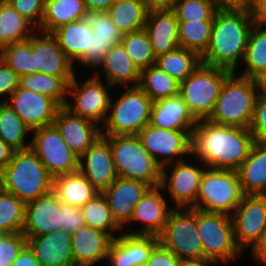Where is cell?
<instances>
[{
    "label": "cell",
    "instance_id": "obj_64",
    "mask_svg": "<svg viewBox=\"0 0 266 266\" xmlns=\"http://www.w3.org/2000/svg\"><path fill=\"white\" fill-rule=\"evenodd\" d=\"M5 233L3 231L0 230V239L3 237Z\"/></svg>",
    "mask_w": 266,
    "mask_h": 266
},
{
    "label": "cell",
    "instance_id": "obj_45",
    "mask_svg": "<svg viewBox=\"0 0 266 266\" xmlns=\"http://www.w3.org/2000/svg\"><path fill=\"white\" fill-rule=\"evenodd\" d=\"M178 21L214 20L218 10L214 0H177L172 8Z\"/></svg>",
    "mask_w": 266,
    "mask_h": 266
},
{
    "label": "cell",
    "instance_id": "obj_36",
    "mask_svg": "<svg viewBox=\"0 0 266 266\" xmlns=\"http://www.w3.org/2000/svg\"><path fill=\"white\" fill-rule=\"evenodd\" d=\"M201 63V57L194 51L179 47L156 58L155 64L178 82H182Z\"/></svg>",
    "mask_w": 266,
    "mask_h": 266
},
{
    "label": "cell",
    "instance_id": "obj_17",
    "mask_svg": "<svg viewBox=\"0 0 266 266\" xmlns=\"http://www.w3.org/2000/svg\"><path fill=\"white\" fill-rule=\"evenodd\" d=\"M79 161V171L100 193L117 178L110 142L103 135L80 156Z\"/></svg>",
    "mask_w": 266,
    "mask_h": 266
},
{
    "label": "cell",
    "instance_id": "obj_51",
    "mask_svg": "<svg viewBox=\"0 0 266 266\" xmlns=\"http://www.w3.org/2000/svg\"><path fill=\"white\" fill-rule=\"evenodd\" d=\"M62 230L74 234L85 226L83 212L80 207L61 203Z\"/></svg>",
    "mask_w": 266,
    "mask_h": 266
},
{
    "label": "cell",
    "instance_id": "obj_7",
    "mask_svg": "<svg viewBox=\"0 0 266 266\" xmlns=\"http://www.w3.org/2000/svg\"><path fill=\"white\" fill-rule=\"evenodd\" d=\"M232 72L202 63L180 83L179 95L197 121L207 120L213 112L225 79Z\"/></svg>",
    "mask_w": 266,
    "mask_h": 266
},
{
    "label": "cell",
    "instance_id": "obj_11",
    "mask_svg": "<svg viewBox=\"0 0 266 266\" xmlns=\"http://www.w3.org/2000/svg\"><path fill=\"white\" fill-rule=\"evenodd\" d=\"M30 149L54 178L79 171V156L64 142L54 124L32 131Z\"/></svg>",
    "mask_w": 266,
    "mask_h": 266
},
{
    "label": "cell",
    "instance_id": "obj_12",
    "mask_svg": "<svg viewBox=\"0 0 266 266\" xmlns=\"http://www.w3.org/2000/svg\"><path fill=\"white\" fill-rule=\"evenodd\" d=\"M98 72V73H97ZM99 71L87 79L83 84H78L76 76L68 86V94L73 97L75 103L66 101L64 108L75 116L88 119L99 125L105 123L110 103V94L107 87L101 81Z\"/></svg>",
    "mask_w": 266,
    "mask_h": 266
},
{
    "label": "cell",
    "instance_id": "obj_61",
    "mask_svg": "<svg viewBox=\"0 0 266 266\" xmlns=\"http://www.w3.org/2000/svg\"><path fill=\"white\" fill-rule=\"evenodd\" d=\"M219 264L218 262L208 259V258H189L180 259L179 266H211L214 264Z\"/></svg>",
    "mask_w": 266,
    "mask_h": 266
},
{
    "label": "cell",
    "instance_id": "obj_23",
    "mask_svg": "<svg viewBox=\"0 0 266 266\" xmlns=\"http://www.w3.org/2000/svg\"><path fill=\"white\" fill-rule=\"evenodd\" d=\"M53 124L79 157L98 139L102 130L96 123L75 116L64 107L57 111Z\"/></svg>",
    "mask_w": 266,
    "mask_h": 266
},
{
    "label": "cell",
    "instance_id": "obj_20",
    "mask_svg": "<svg viewBox=\"0 0 266 266\" xmlns=\"http://www.w3.org/2000/svg\"><path fill=\"white\" fill-rule=\"evenodd\" d=\"M119 235L112 239L107 252L111 266H144L159 244L156 236L134 235L122 231Z\"/></svg>",
    "mask_w": 266,
    "mask_h": 266
},
{
    "label": "cell",
    "instance_id": "obj_58",
    "mask_svg": "<svg viewBox=\"0 0 266 266\" xmlns=\"http://www.w3.org/2000/svg\"><path fill=\"white\" fill-rule=\"evenodd\" d=\"M253 257L262 264H266V233L260 241L251 249Z\"/></svg>",
    "mask_w": 266,
    "mask_h": 266
},
{
    "label": "cell",
    "instance_id": "obj_6",
    "mask_svg": "<svg viewBox=\"0 0 266 266\" xmlns=\"http://www.w3.org/2000/svg\"><path fill=\"white\" fill-rule=\"evenodd\" d=\"M152 104L139 86L128 87L115 102L111 97L101 135H137L150 122Z\"/></svg>",
    "mask_w": 266,
    "mask_h": 266
},
{
    "label": "cell",
    "instance_id": "obj_56",
    "mask_svg": "<svg viewBox=\"0 0 266 266\" xmlns=\"http://www.w3.org/2000/svg\"><path fill=\"white\" fill-rule=\"evenodd\" d=\"M89 13L107 12V10L115 3L114 0H83Z\"/></svg>",
    "mask_w": 266,
    "mask_h": 266
},
{
    "label": "cell",
    "instance_id": "obj_34",
    "mask_svg": "<svg viewBox=\"0 0 266 266\" xmlns=\"http://www.w3.org/2000/svg\"><path fill=\"white\" fill-rule=\"evenodd\" d=\"M138 86L154 102L159 99L178 95L180 82L154 64L140 70Z\"/></svg>",
    "mask_w": 266,
    "mask_h": 266
},
{
    "label": "cell",
    "instance_id": "obj_24",
    "mask_svg": "<svg viewBox=\"0 0 266 266\" xmlns=\"http://www.w3.org/2000/svg\"><path fill=\"white\" fill-rule=\"evenodd\" d=\"M161 187L150 188L134 208L130 222H141L144 224L140 231H132L129 234L151 235L158 237L163 231L170 211L167 201L160 192Z\"/></svg>",
    "mask_w": 266,
    "mask_h": 266
},
{
    "label": "cell",
    "instance_id": "obj_53",
    "mask_svg": "<svg viewBox=\"0 0 266 266\" xmlns=\"http://www.w3.org/2000/svg\"><path fill=\"white\" fill-rule=\"evenodd\" d=\"M179 263L180 259L159 243L144 266H179Z\"/></svg>",
    "mask_w": 266,
    "mask_h": 266
},
{
    "label": "cell",
    "instance_id": "obj_26",
    "mask_svg": "<svg viewBox=\"0 0 266 266\" xmlns=\"http://www.w3.org/2000/svg\"><path fill=\"white\" fill-rule=\"evenodd\" d=\"M197 120L178 94L153 102L149 124L160 129L194 131Z\"/></svg>",
    "mask_w": 266,
    "mask_h": 266
},
{
    "label": "cell",
    "instance_id": "obj_8",
    "mask_svg": "<svg viewBox=\"0 0 266 266\" xmlns=\"http://www.w3.org/2000/svg\"><path fill=\"white\" fill-rule=\"evenodd\" d=\"M243 196L237 171L207 167L200 181L195 209L231 216Z\"/></svg>",
    "mask_w": 266,
    "mask_h": 266
},
{
    "label": "cell",
    "instance_id": "obj_49",
    "mask_svg": "<svg viewBox=\"0 0 266 266\" xmlns=\"http://www.w3.org/2000/svg\"><path fill=\"white\" fill-rule=\"evenodd\" d=\"M24 18L37 29L40 27L44 13L45 0H6Z\"/></svg>",
    "mask_w": 266,
    "mask_h": 266
},
{
    "label": "cell",
    "instance_id": "obj_22",
    "mask_svg": "<svg viewBox=\"0 0 266 266\" xmlns=\"http://www.w3.org/2000/svg\"><path fill=\"white\" fill-rule=\"evenodd\" d=\"M26 245L39 266H74L72 234L67 231L61 229L47 235L26 237Z\"/></svg>",
    "mask_w": 266,
    "mask_h": 266
},
{
    "label": "cell",
    "instance_id": "obj_14",
    "mask_svg": "<svg viewBox=\"0 0 266 266\" xmlns=\"http://www.w3.org/2000/svg\"><path fill=\"white\" fill-rule=\"evenodd\" d=\"M231 218L238 248L252 249L266 233V195H244Z\"/></svg>",
    "mask_w": 266,
    "mask_h": 266
},
{
    "label": "cell",
    "instance_id": "obj_38",
    "mask_svg": "<svg viewBox=\"0 0 266 266\" xmlns=\"http://www.w3.org/2000/svg\"><path fill=\"white\" fill-rule=\"evenodd\" d=\"M243 61L247 67L240 76L259 81L266 73V29L252 27Z\"/></svg>",
    "mask_w": 266,
    "mask_h": 266
},
{
    "label": "cell",
    "instance_id": "obj_60",
    "mask_svg": "<svg viewBox=\"0 0 266 266\" xmlns=\"http://www.w3.org/2000/svg\"><path fill=\"white\" fill-rule=\"evenodd\" d=\"M147 9L154 10V9H172L174 4L177 0H142Z\"/></svg>",
    "mask_w": 266,
    "mask_h": 266
},
{
    "label": "cell",
    "instance_id": "obj_48",
    "mask_svg": "<svg viewBox=\"0 0 266 266\" xmlns=\"http://www.w3.org/2000/svg\"><path fill=\"white\" fill-rule=\"evenodd\" d=\"M255 141L266 143V91L260 90L249 127Z\"/></svg>",
    "mask_w": 266,
    "mask_h": 266
},
{
    "label": "cell",
    "instance_id": "obj_1",
    "mask_svg": "<svg viewBox=\"0 0 266 266\" xmlns=\"http://www.w3.org/2000/svg\"><path fill=\"white\" fill-rule=\"evenodd\" d=\"M254 143L249 128L200 120L192 136V155L208 168L237 171Z\"/></svg>",
    "mask_w": 266,
    "mask_h": 266
},
{
    "label": "cell",
    "instance_id": "obj_19",
    "mask_svg": "<svg viewBox=\"0 0 266 266\" xmlns=\"http://www.w3.org/2000/svg\"><path fill=\"white\" fill-rule=\"evenodd\" d=\"M32 51L35 54L36 72L53 77L75 76L74 63L66 56L52 33L37 30L32 35Z\"/></svg>",
    "mask_w": 266,
    "mask_h": 266
},
{
    "label": "cell",
    "instance_id": "obj_55",
    "mask_svg": "<svg viewBox=\"0 0 266 266\" xmlns=\"http://www.w3.org/2000/svg\"><path fill=\"white\" fill-rule=\"evenodd\" d=\"M11 266H39L33 252L26 245Z\"/></svg>",
    "mask_w": 266,
    "mask_h": 266
},
{
    "label": "cell",
    "instance_id": "obj_32",
    "mask_svg": "<svg viewBox=\"0 0 266 266\" xmlns=\"http://www.w3.org/2000/svg\"><path fill=\"white\" fill-rule=\"evenodd\" d=\"M88 14L83 0H45L43 17L37 30L52 33L62 25L87 18Z\"/></svg>",
    "mask_w": 266,
    "mask_h": 266
},
{
    "label": "cell",
    "instance_id": "obj_65",
    "mask_svg": "<svg viewBox=\"0 0 266 266\" xmlns=\"http://www.w3.org/2000/svg\"><path fill=\"white\" fill-rule=\"evenodd\" d=\"M115 2H124V1H130V0H114Z\"/></svg>",
    "mask_w": 266,
    "mask_h": 266
},
{
    "label": "cell",
    "instance_id": "obj_3",
    "mask_svg": "<svg viewBox=\"0 0 266 266\" xmlns=\"http://www.w3.org/2000/svg\"><path fill=\"white\" fill-rule=\"evenodd\" d=\"M53 177L30 149L15 151L1 170V189L27 203L52 191Z\"/></svg>",
    "mask_w": 266,
    "mask_h": 266
},
{
    "label": "cell",
    "instance_id": "obj_25",
    "mask_svg": "<svg viewBox=\"0 0 266 266\" xmlns=\"http://www.w3.org/2000/svg\"><path fill=\"white\" fill-rule=\"evenodd\" d=\"M144 29L149 35L155 58L180 47L178 19L173 9L150 10Z\"/></svg>",
    "mask_w": 266,
    "mask_h": 266
},
{
    "label": "cell",
    "instance_id": "obj_13",
    "mask_svg": "<svg viewBox=\"0 0 266 266\" xmlns=\"http://www.w3.org/2000/svg\"><path fill=\"white\" fill-rule=\"evenodd\" d=\"M193 132L160 129L147 124L137 137L154 161L166 169L172 163L183 160L184 155H192Z\"/></svg>",
    "mask_w": 266,
    "mask_h": 266
},
{
    "label": "cell",
    "instance_id": "obj_15",
    "mask_svg": "<svg viewBox=\"0 0 266 266\" xmlns=\"http://www.w3.org/2000/svg\"><path fill=\"white\" fill-rule=\"evenodd\" d=\"M1 102H7L32 131L52 125L61 108L51 97L20 85L8 99Z\"/></svg>",
    "mask_w": 266,
    "mask_h": 266
},
{
    "label": "cell",
    "instance_id": "obj_42",
    "mask_svg": "<svg viewBox=\"0 0 266 266\" xmlns=\"http://www.w3.org/2000/svg\"><path fill=\"white\" fill-rule=\"evenodd\" d=\"M0 57L18 74L19 78L36 73L32 36L29 39L9 44L0 54Z\"/></svg>",
    "mask_w": 266,
    "mask_h": 266
},
{
    "label": "cell",
    "instance_id": "obj_63",
    "mask_svg": "<svg viewBox=\"0 0 266 266\" xmlns=\"http://www.w3.org/2000/svg\"><path fill=\"white\" fill-rule=\"evenodd\" d=\"M260 90L266 91V73L259 80Z\"/></svg>",
    "mask_w": 266,
    "mask_h": 266
},
{
    "label": "cell",
    "instance_id": "obj_29",
    "mask_svg": "<svg viewBox=\"0 0 266 266\" xmlns=\"http://www.w3.org/2000/svg\"><path fill=\"white\" fill-rule=\"evenodd\" d=\"M97 67H102L104 70L107 85L114 87L131 82L130 87H135L139 84L140 70L132 62L121 43L113 46Z\"/></svg>",
    "mask_w": 266,
    "mask_h": 266
},
{
    "label": "cell",
    "instance_id": "obj_27",
    "mask_svg": "<svg viewBox=\"0 0 266 266\" xmlns=\"http://www.w3.org/2000/svg\"><path fill=\"white\" fill-rule=\"evenodd\" d=\"M112 237L97 228L81 227L72 234V254L74 266H93L107 258Z\"/></svg>",
    "mask_w": 266,
    "mask_h": 266
},
{
    "label": "cell",
    "instance_id": "obj_5",
    "mask_svg": "<svg viewBox=\"0 0 266 266\" xmlns=\"http://www.w3.org/2000/svg\"><path fill=\"white\" fill-rule=\"evenodd\" d=\"M112 149L117 177L137 180L151 188L160 186L161 167L143 147L137 135H103Z\"/></svg>",
    "mask_w": 266,
    "mask_h": 266
},
{
    "label": "cell",
    "instance_id": "obj_10",
    "mask_svg": "<svg viewBox=\"0 0 266 266\" xmlns=\"http://www.w3.org/2000/svg\"><path fill=\"white\" fill-rule=\"evenodd\" d=\"M197 227L202 240L203 258L226 265L242 255L235 241L231 216L197 210Z\"/></svg>",
    "mask_w": 266,
    "mask_h": 266
},
{
    "label": "cell",
    "instance_id": "obj_28",
    "mask_svg": "<svg viewBox=\"0 0 266 266\" xmlns=\"http://www.w3.org/2000/svg\"><path fill=\"white\" fill-rule=\"evenodd\" d=\"M237 172L244 195H266V143L255 141Z\"/></svg>",
    "mask_w": 266,
    "mask_h": 266
},
{
    "label": "cell",
    "instance_id": "obj_39",
    "mask_svg": "<svg viewBox=\"0 0 266 266\" xmlns=\"http://www.w3.org/2000/svg\"><path fill=\"white\" fill-rule=\"evenodd\" d=\"M0 30L8 44L29 39L37 28L6 0H0Z\"/></svg>",
    "mask_w": 266,
    "mask_h": 266
},
{
    "label": "cell",
    "instance_id": "obj_44",
    "mask_svg": "<svg viewBox=\"0 0 266 266\" xmlns=\"http://www.w3.org/2000/svg\"><path fill=\"white\" fill-rule=\"evenodd\" d=\"M25 203L16 195L0 189V230L21 232L24 225Z\"/></svg>",
    "mask_w": 266,
    "mask_h": 266
},
{
    "label": "cell",
    "instance_id": "obj_52",
    "mask_svg": "<svg viewBox=\"0 0 266 266\" xmlns=\"http://www.w3.org/2000/svg\"><path fill=\"white\" fill-rule=\"evenodd\" d=\"M20 78L0 57V96L7 98L18 88Z\"/></svg>",
    "mask_w": 266,
    "mask_h": 266
},
{
    "label": "cell",
    "instance_id": "obj_16",
    "mask_svg": "<svg viewBox=\"0 0 266 266\" xmlns=\"http://www.w3.org/2000/svg\"><path fill=\"white\" fill-rule=\"evenodd\" d=\"M206 168L207 166L204 164L199 168L186 163L185 160L177 161L170 173V178L167 176L165 168H161L160 187L162 192L169 189L172 200L176 203L175 207L195 209L200 181Z\"/></svg>",
    "mask_w": 266,
    "mask_h": 266
},
{
    "label": "cell",
    "instance_id": "obj_35",
    "mask_svg": "<svg viewBox=\"0 0 266 266\" xmlns=\"http://www.w3.org/2000/svg\"><path fill=\"white\" fill-rule=\"evenodd\" d=\"M30 132L32 130L11 106L7 102H0V139L15 151L25 150L30 148V143L25 141Z\"/></svg>",
    "mask_w": 266,
    "mask_h": 266
},
{
    "label": "cell",
    "instance_id": "obj_30",
    "mask_svg": "<svg viewBox=\"0 0 266 266\" xmlns=\"http://www.w3.org/2000/svg\"><path fill=\"white\" fill-rule=\"evenodd\" d=\"M52 35L73 63L91 49L93 31L87 18L62 25Z\"/></svg>",
    "mask_w": 266,
    "mask_h": 266
},
{
    "label": "cell",
    "instance_id": "obj_40",
    "mask_svg": "<svg viewBox=\"0 0 266 266\" xmlns=\"http://www.w3.org/2000/svg\"><path fill=\"white\" fill-rule=\"evenodd\" d=\"M213 21H178L179 46L192 50L201 57L208 48Z\"/></svg>",
    "mask_w": 266,
    "mask_h": 266
},
{
    "label": "cell",
    "instance_id": "obj_46",
    "mask_svg": "<svg viewBox=\"0 0 266 266\" xmlns=\"http://www.w3.org/2000/svg\"><path fill=\"white\" fill-rule=\"evenodd\" d=\"M93 34L100 41H121L123 38L122 32H120L107 12H93L87 16Z\"/></svg>",
    "mask_w": 266,
    "mask_h": 266
},
{
    "label": "cell",
    "instance_id": "obj_62",
    "mask_svg": "<svg viewBox=\"0 0 266 266\" xmlns=\"http://www.w3.org/2000/svg\"><path fill=\"white\" fill-rule=\"evenodd\" d=\"M9 44L4 40L3 34L0 30V54L5 50Z\"/></svg>",
    "mask_w": 266,
    "mask_h": 266
},
{
    "label": "cell",
    "instance_id": "obj_9",
    "mask_svg": "<svg viewBox=\"0 0 266 266\" xmlns=\"http://www.w3.org/2000/svg\"><path fill=\"white\" fill-rule=\"evenodd\" d=\"M158 239L164 248L174 253L179 259L202 258V240L197 227V209L174 208L173 206Z\"/></svg>",
    "mask_w": 266,
    "mask_h": 266
},
{
    "label": "cell",
    "instance_id": "obj_57",
    "mask_svg": "<svg viewBox=\"0 0 266 266\" xmlns=\"http://www.w3.org/2000/svg\"><path fill=\"white\" fill-rule=\"evenodd\" d=\"M218 8L250 9L252 0H214Z\"/></svg>",
    "mask_w": 266,
    "mask_h": 266
},
{
    "label": "cell",
    "instance_id": "obj_33",
    "mask_svg": "<svg viewBox=\"0 0 266 266\" xmlns=\"http://www.w3.org/2000/svg\"><path fill=\"white\" fill-rule=\"evenodd\" d=\"M148 12L142 0L115 2L107 10L111 21L123 35L143 29Z\"/></svg>",
    "mask_w": 266,
    "mask_h": 266
},
{
    "label": "cell",
    "instance_id": "obj_59",
    "mask_svg": "<svg viewBox=\"0 0 266 266\" xmlns=\"http://www.w3.org/2000/svg\"><path fill=\"white\" fill-rule=\"evenodd\" d=\"M14 152L15 150L0 139V171L11 161Z\"/></svg>",
    "mask_w": 266,
    "mask_h": 266
},
{
    "label": "cell",
    "instance_id": "obj_66",
    "mask_svg": "<svg viewBox=\"0 0 266 266\" xmlns=\"http://www.w3.org/2000/svg\"><path fill=\"white\" fill-rule=\"evenodd\" d=\"M0 189H1V171H0Z\"/></svg>",
    "mask_w": 266,
    "mask_h": 266
},
{
    "label": "cell",
    "instance_id": "obj_4",
    "mask_svg": "<svg viewBox=\"0 0 266 266\" xmlns=\"http://www.w3.org/2000/svg\"><path fill=\"white\" fill-rule=\"evenodd\" d=\"M259 91L258 80L236 76V72H232L225 79L207 120L218 125L249 128Z\"/></svg>",
    "mask_w": 266,
    "mask_h": 266
},
{
    "label": "cell",
    "instance_id": "obj_54",
    "mask_svg": "<svg viewBox=\"0 0 266 266\" xmlns=\"http://www.w3.org/2000/svg\"><path fill=\"white\" fill-rule=\"evenodd\" d=\"M249 11L253 26L266 29V0H252Z\"/></svg>",
    "mask_w": 266,
    "mask_h": 266
},
{
    "label": "cell",
    "instance_id": "obj_43",
    "mask_svg": "<svg viewBox=\"0 0 266 266\" xmlns=\"http://www.w3.org/2000/svg\"><path fill=\"white\" fill-rule=\"evenodd\" d=\"M120 43L139 70L155 64L156 58L152 52L150 38L144 28L124 34Z\"/></svg>",
    "mask_w": 266,
    "mask_h": 266
},
{
    "label": "cell",
    "instance_id": "obj_18",
    "mask_svg": "<svg viewBox=\"0 0 266 266\" xmlns=\"http://www.w3.org/2000/svg\"><path fill=\"white\" fill-rule=\"evenodd\" d=\"M62 229L61 202L53 191L25 203V237L47 235Z\"/></svg>",
    "mask_w": 266,
    "mask_h": 266
},
{
    "label": "cell",
    "instance_id": "obj_47",
    "mask_svg": "<svg viewBox=\"0 0 266 266\" xmlns=\"http://www.w3.org/2000/svg\"><path fill=\"white\" fill-rule=\"evenodd\" d=\"M25 246L22 232L5 233L0 239V266H11Z\"/></svg>",
    "mask_w": 266,
    "mask_h": 266
},
{
    "label": "cell",
    "instance_id": "obj_2",
    "mask_svg": "<svg viewBox=\"0 0 266 266\" xmlns=\"http://www.w3.org/2000/svg\"><path fill=\"white\" fill-rule=\"evenodd\" d=\"M252 27L249 10L218 8L201 63L236 72L239 61H243Z\"/></svg>",
    "mask_w": 266,
    "mask_h": 266
},
{
    "label": "cell",
    "instance_id": "obj_41",
    "mask_svg": "<svg viewBox=\"0 0 266 266\" xmlns=\"http://www.w3.org/2000/svg\"><path fill=\"white\" fill-rule=\"evenodd\" d=\"M86 226L100 229L108 233L113 239L118 235L113 234L118 229H122L112 216V212L105 196L97 194L81 207Z\"/></svg>",
    "mask_w": 266,
    "mask_h": 266
},
{
    "label": "cell",
    "instance_id": "obj_21",
    "mask_svg": "<svg viewBox=\"0 0 266 266\" xmlns=\"http://www.w3.org/2000/svg\"><path fill=\"white\" fill-rule=\"evenodd\" d=\"M151 187L137 180L117 177L116 180L102 192L105 196L112 216L122 228L130 223L134 208Z\"/></svg>",
    "mask_w": 266,
    "mask_h": 266
},
{
    "label": "cell",
    "instance_id": "obj_31",
    "mask_svg": "<svg viewBox=\"0 0 266 266\" xmlns=\"http://www.w3.org/2000/svg\"><path fill=\"white\" fill-rule=\"evenodd\" d=\"M52 191L61 203L80 208L100 193L80 171L54 177Z\"/></svg>",
    "mask_w": 266,
    "mask_h": 266
},
{
    "label": "cell",
    "instance_id": "obj_37",
    "mask_svg": "<svg viewBox=\"0 0 266 266\" xmlns=\"http://www.w3.org/2000/svg\"><path fill=\"white\" fill-rule=\"evenodd\" d=\"M73 78L53 77L45 73L36 72L20 77L19 85L31 91L47 95L54 99L61 107H64L67 101L68 86Z\"/></svg>",
    "mask_w": 266,
    "mask_h": 266
},
{
    "label": "cell",
    "instance_id": "obj_50",
    "mask_svg": "<svg viewBox=\"0 0 266 266\" xmlns=\"http://www.w3.org/2000/svg\"><path fill=\"white\" fill-rule=\"evenodd\" d=\"M121 41H100L94 34L92 35L91 49L77 61V63L85 67H94L100 64L106 53Z\"/></svg>",
    "mask_w": 266,
    "mask_h": 266
}]
</instances>
